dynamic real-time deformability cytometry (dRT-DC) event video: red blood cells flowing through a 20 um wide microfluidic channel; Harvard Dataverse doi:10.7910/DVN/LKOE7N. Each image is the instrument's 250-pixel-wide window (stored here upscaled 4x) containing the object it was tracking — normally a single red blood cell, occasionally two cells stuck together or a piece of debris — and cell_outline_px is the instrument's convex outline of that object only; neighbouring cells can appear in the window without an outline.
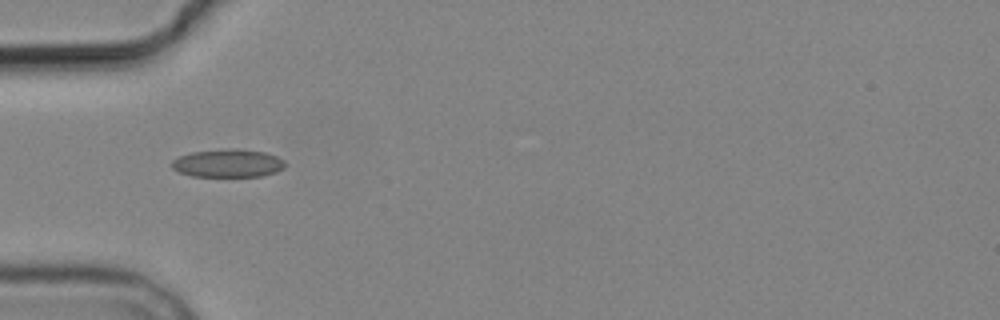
{"species": "common noctule bat (a hibernating species)", "species_latin": "Nyctalus noctula", "temperature_condition": "cold", "stored_images_in_passage": 5, "camera_frame_rate_fps": 3000, "um_per_image_px": 0.085, "animal": {"sex": "male", "body_mass_g": 19.2, "forearm_length_mm": 51.8}, "frame": {"image": 1, "passage_image": 1, "time_ms": 0.0, "image_size_px": [1000, 320], "cell_outline_px": [[284, 168], [276, 172], [264, 176], [192, 176], [180, 172], [172, 168], [172, 160], [180, 156], [192, 152], [228, 148], [236, 148], [264, 152], [276, 156], [284, 160]], "centroid_in_image_um": [19.39, 13.87], "position_along_channel_um": 65.6, "area_um2": 18.5}}
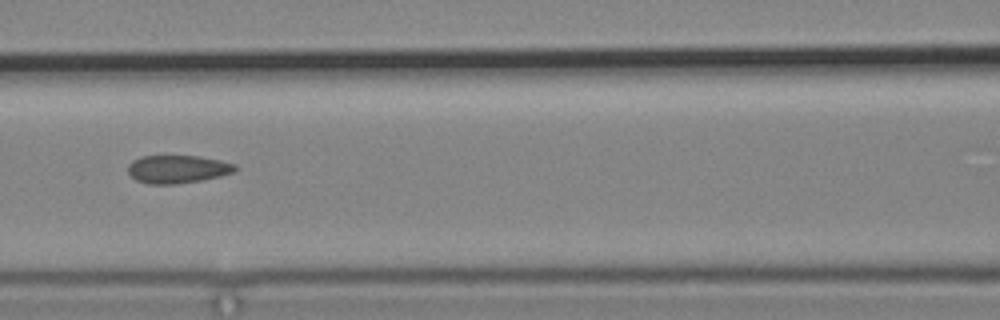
{"frame": {"image": 2, "passage_image": 3, "time_ms": 2.333, "image_size_px": [1000, 320], "cell_outline_px": [[236, 172], [220, 176], [200, 180], [176, 184], [148, 184], [136, 180], [128, 172], [128, 164], [132, 160], [140, 156], [200, 156], [220, 160], [236, 164]], "centroid_in_image_um": [15.09, 14.37], "position_along_channel_um": 151.5, "area_um2": 17.57}}
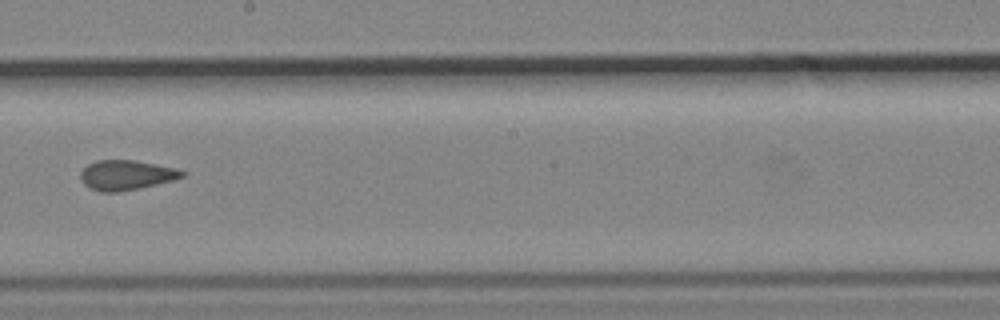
{"frame": {"image": 3, "passage_image": 5, "time_ms": 4.667, "image_size_px": [1000, 320], "cell_outline_px": [[184, 176], [172, 180], [136, 188], [116, 192], [100, 192], [88, 188], [80, 180], [80, 172], [88, 164], [96, 160], [136, 160], [176, 168], [184, 172]], "centroid_in_image_um": [10.67, 14.87], "position_along_channel_um": 237.5, "area_um2": 17.51}}